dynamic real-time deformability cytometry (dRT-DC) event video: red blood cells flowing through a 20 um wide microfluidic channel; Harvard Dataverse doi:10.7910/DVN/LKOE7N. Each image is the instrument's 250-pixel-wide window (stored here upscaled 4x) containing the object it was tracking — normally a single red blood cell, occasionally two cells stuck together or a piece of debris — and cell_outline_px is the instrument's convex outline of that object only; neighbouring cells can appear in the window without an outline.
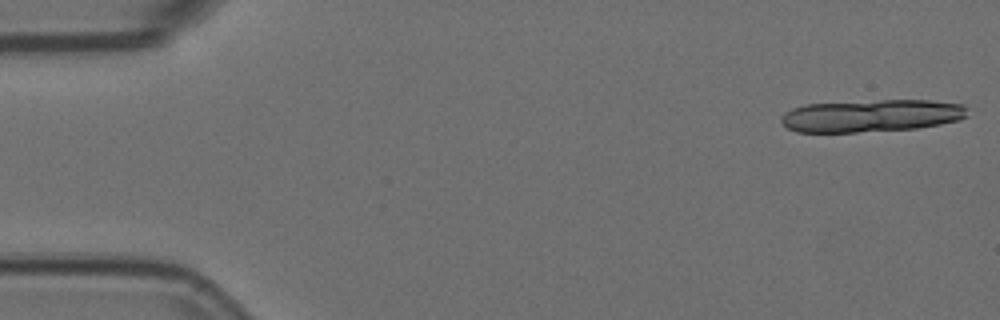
{"species": "Egyptian fruit bat (a non-hibernating species)", "species_latin": "Rousettus aegyptiacus", "temperature_condition": "room temperature", "stored_images_in_passage": 18, "camera_frame_rate_fps": 3000, "um_per_image_px": 0.085, "animal": {"sex": "female"}, "frame": {"image": 1, "passage_image": 1, "time_ms": 0.0, "image_size_px": [1000, 320], "cell_outline_px": [[968, 116], [960, 120], [940, 124], [916, 128], [856, 132], [796, 132], [788, 128], [780, 120], [780, 116], [784, 112], [792, 108], [804, 104], [880, 100], [928, 100], [964, 104], [968, 108]], "centroid_in_image_um": [74.08, 9.83], "position_along_channel_um": 10.9, "area_um2": 35.43}}